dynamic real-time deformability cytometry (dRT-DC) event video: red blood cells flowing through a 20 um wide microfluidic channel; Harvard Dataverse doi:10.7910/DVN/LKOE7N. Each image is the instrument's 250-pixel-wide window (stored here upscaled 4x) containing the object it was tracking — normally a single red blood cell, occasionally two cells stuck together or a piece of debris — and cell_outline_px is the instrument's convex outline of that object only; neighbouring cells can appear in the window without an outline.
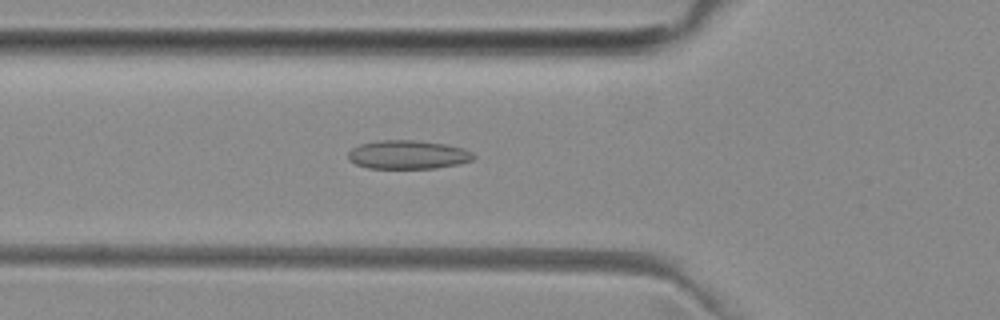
{"species": "common noctule bat (a hibernating species)", "species_latin": "Nyctalus noctula", "temperature_condition": "room temperature", "stored_images_in_passage": 45, "camera_frame_rate_fps": 3000, "um_per_image_px": 0.085, "animal": {"sex": "female", "body_mass_g": 29.2, "forearm_length_mm": 56.3}, "frame": {"image": 1, "passage_image": 17, "time_ms": 5.333, "image_size_px": [1000, 320], "cell_outline_px": [[476, 156], [472, 160], [460, 164], [436, 168], [368, 168], [356, 164], [348, 160], [348, 152], [352, 148], [360, 144], [380, 140], [420, 140], [444, 144], [464, 148], [472, 152]], "centroid_in_image_um": [34.69, 13.14], "position_along_channel_um": 91.1, "area_um2": 21.1}}
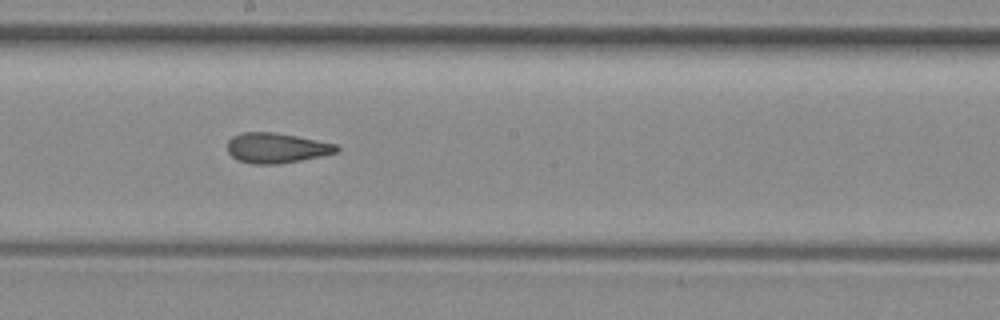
{"frame": {"image": 2, "passage_image": 27, "time_ms": 8.667, "image_size_px": [1000, 320], "cell_outline_px": [[340, 148], [336, 152], [320, 156], [300, 160], [276, 164], [252, 164], [236, 160], [228, 152], [228, 140], [232, 136], [244, 132], [276, 132], [336, 144]], "centroid_in_image_um": [23.46, 12.57], "position_along_channel_um": 224.7, "area_um2": 19.07}}
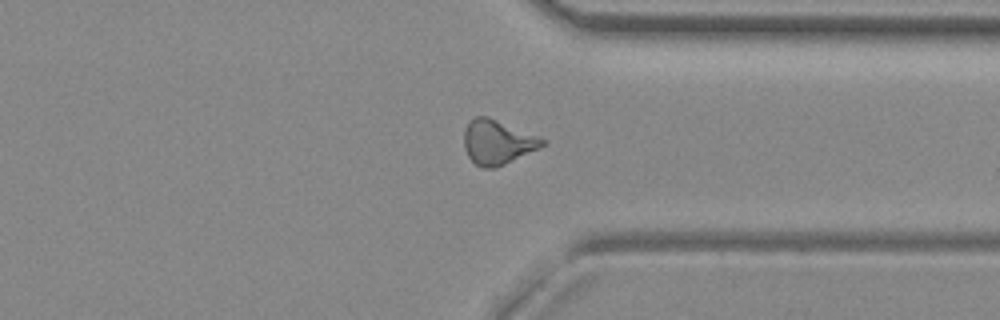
{"frame": {"image": 3, "passage_image": 38, "time_ms": 12.333, "image_size_px": [1000, 320], "cell_outline_px": [[548, 140], [544, 144], [496, 168], [480, 168], [468, 156], [464, 148], [464, 128], [468, 120], [476, 116], [488, 116], [540, 136]], "centroid_in_image_um": [42.24, 12.05], "position_along_channel_um": 369.2, "area_um2": 20.29}}